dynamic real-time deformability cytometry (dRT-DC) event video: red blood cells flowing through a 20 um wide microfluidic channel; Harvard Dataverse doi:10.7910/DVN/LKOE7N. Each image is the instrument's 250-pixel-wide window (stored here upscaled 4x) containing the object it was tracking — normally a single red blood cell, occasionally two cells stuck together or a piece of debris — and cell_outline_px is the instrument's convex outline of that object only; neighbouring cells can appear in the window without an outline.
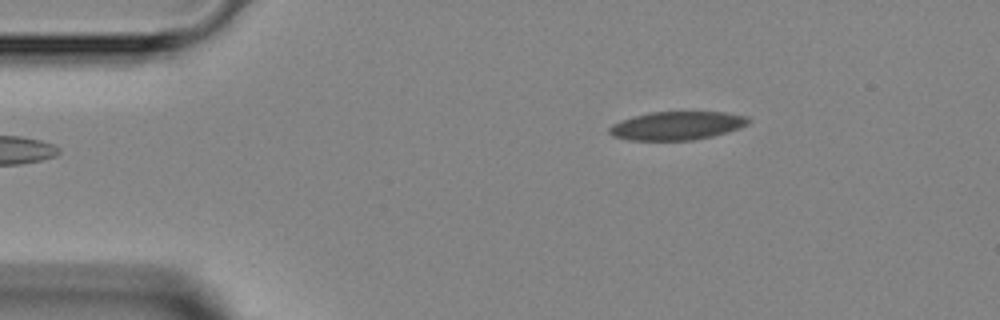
{"species": "Egyptian fruit bat (a non-hibernating species)", "species_latin": "Rousettus aegyptiacus", "temperature_condition": "room temperature", "stored_images_in_passage": 3, "camera_frame_rate_fps": 3000, "um_per_image_px": 0.085, "animal": {"sex": "female"}, "frame": {"image": 1, "passage_image": 3, "time_ms": 2.0, "image_size_px": [1000, 320], "cell_outline_px": [[752, 120], [748, 124], [740, 128], [728, 132], [712, 136], [692, 140], [628, 140], [612, 136], [608, 132], [608, 128], [612, 124], [620, 120], [652, 112], [724, 112], [748, 116]], "centroid_in_image_um": [57.56, 10.68], "position_along_channel_um": 27.4, "area_um2": 23.12}}